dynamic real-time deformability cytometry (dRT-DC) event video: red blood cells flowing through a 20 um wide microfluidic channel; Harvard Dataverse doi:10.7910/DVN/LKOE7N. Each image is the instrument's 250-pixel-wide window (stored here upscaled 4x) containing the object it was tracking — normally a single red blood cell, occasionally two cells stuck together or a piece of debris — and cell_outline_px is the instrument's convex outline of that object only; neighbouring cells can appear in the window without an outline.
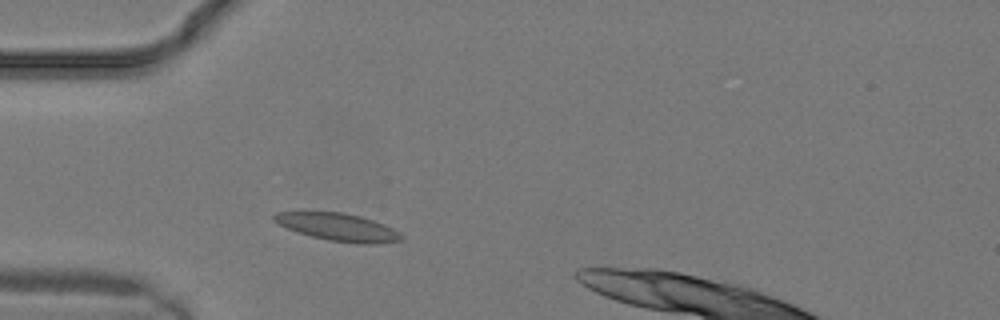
{"species": "common noctule bat (a hibernating species)", "species_latin": "Nyctalus noctula", "temperature_condition": "warm", "stored_images_in_passage": 4, "camera_frame_rate_fps": 3000, "um_per_image_px": 0.085, "animal": {"sex": "male", "body_mass_g": 19.2, "forearm_length_mm": 51.8}, "frame": {"image": 1, "passage_image": 2, "time_ms": 0.333, "image_size_px": [1000, 320], "cell_outline_px": [[404, 236], [400, 240], [376, 244], [360, 244], [328, 240], [296, 232], [280, 224], [272, 216], [276, 212], [344, 212], [360, 216], [384, 224], [400, 232]], "centroid_in_image_um": [28.78, 19.31], "position_along_channel_um": 56.2, "area_um2": 20.29}}
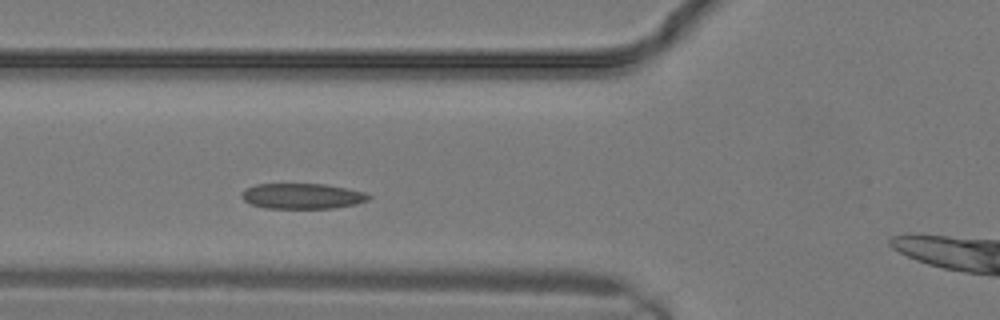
{"frame": {"image": 2, "passage_image": 4, "time_ms": 1.0, "image_size_px": [1000, 320], "cell_outline_px": [[372, 196], [368, 200], [356, 204], [332, 208], [268, 208], [252, 204], [244, 200], [240, 196], [248, 188], [256, 184], [324, 184], [348, 188], [364, 192]], "centroid_in_image_um": [25.74, 16.66], "position_along_channel_um": 100.1, "area_um2": 18.67}}